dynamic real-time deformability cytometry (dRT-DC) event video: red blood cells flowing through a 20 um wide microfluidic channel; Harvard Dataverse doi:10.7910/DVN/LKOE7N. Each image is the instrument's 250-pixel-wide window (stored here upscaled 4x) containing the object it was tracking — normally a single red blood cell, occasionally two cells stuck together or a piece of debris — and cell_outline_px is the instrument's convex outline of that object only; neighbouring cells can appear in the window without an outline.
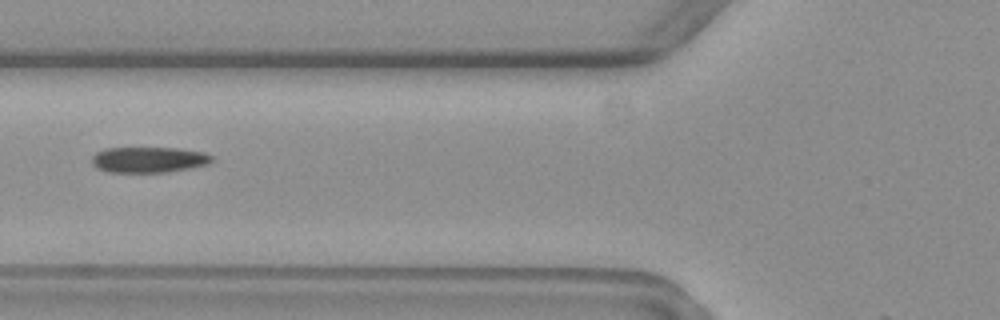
{"species": "common noctule bat (a hibernating species)", "species_latin": "Nyctalus noctula", "temperature_condition": "warm", "stored_images_in_passage": 7, "camera_frame_rate_fps": 3000, "um_per_image_px": 0.085, "animal": {"sex": "female", "body_mass_g": 19.3, "forearm_length_mm": 54.1}, "frame": {"image": 1, "passage_image": 7, "time_ms": 7.333, "image_size_px": [1000, 320], "cell_outline_px": [[216, 160], [208, 164], [168, 172], [108, 172], [92, 164], [92, 156], [96, 152], [104, 148], [176, 148], [204, 152], [212, 156]], "centroid_in_image_um": [12.66, 13.57], "position_along_channel_um": 113.1, "area_um2": 17.98}}